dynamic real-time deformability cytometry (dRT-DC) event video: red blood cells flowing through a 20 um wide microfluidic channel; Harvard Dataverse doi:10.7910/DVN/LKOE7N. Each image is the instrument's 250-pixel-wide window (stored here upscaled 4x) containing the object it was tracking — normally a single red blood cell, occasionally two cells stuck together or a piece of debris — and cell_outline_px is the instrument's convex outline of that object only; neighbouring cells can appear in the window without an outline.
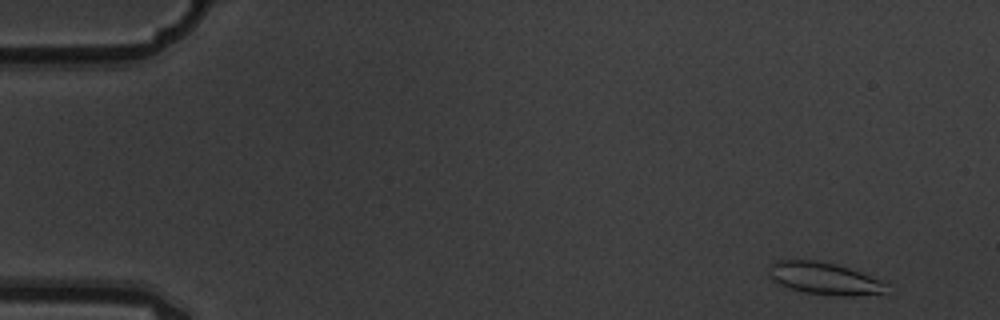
{"species": "common noctule bat (a hibernating species)", "species_latin": "Nyctalus noctula", "temperature_condition": "warm", "stored_images_in_passage": 4, "camera_frame_rate_fps": 3000, "um_per_image_px": 0.085, "animal": {"sex": "male", "body_mass_g": 19.5, "forearm_length_mm": 54.6}, "frame": {"image": 1, "passage_image": 1, "time_ms": 0.0, "image_size_px": [1000, 320], "cell_outline_px": [[892, 284], [884, 292], [844, 296], [804, 292], [780, 284], [772, 280], [768, 276], [772, 264], [776, 260], [816, 260], [848, 268], [860, 272]], "centroid_in_image_um": [70.08, 23.66], "position_along_channel_um": 14.9, "area_um2": 21.62}}